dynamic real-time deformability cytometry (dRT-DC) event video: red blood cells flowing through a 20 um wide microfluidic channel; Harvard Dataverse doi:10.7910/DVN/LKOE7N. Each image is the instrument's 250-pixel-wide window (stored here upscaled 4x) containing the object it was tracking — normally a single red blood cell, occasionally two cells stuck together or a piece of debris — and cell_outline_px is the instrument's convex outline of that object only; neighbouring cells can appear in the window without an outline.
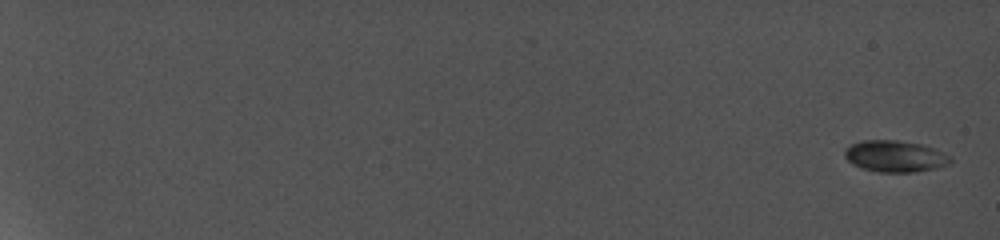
{"species": "common noctule bat (a hibernating species)", "species_latin": "Nyctalus noctula", "temperature_condition": "cold", "stored_images_in_passage": 15, "camera_frame_rate_fps": 5000, "um_per_image_px": 0.085, "animal": {"sex": "female", "body_mass_g": 19.0, "forearm_length_mm": 56.7}, "frame": {"image": 1, "passage_image": 1, "time_ms": 0.0, "image_size_px": [1000, 240], "cell_outline_px": [[936, 164], [928, 168], [908, 172], [884, 172], [864, 168], [848, 160], [844, 156], [844, 152], [852, 144], [864, 140], [892, 140], [920, 144], [928, 148], [936, 160]], "centroid_in_image_um": [75.67, 13.25], "position_along_channel_um": 9.3, "area_um2": 16.82}}
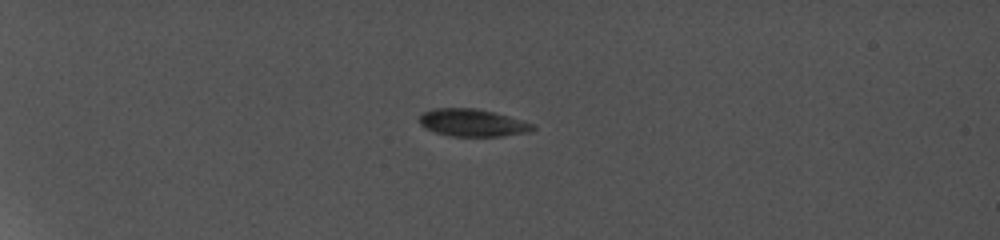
{"frame": {"image": 2, "passage_image": 8, "time_ms": 6.0, "image_size_px": [1000, 240], "cell_outline_px": [[536, 128], [520, 132], [496, 136], [456, 136], [440, 132], [428, 128], [420, 124], [420, 116], [424, 112], [436, 108], [476, 108], [492, 112], [532, 124]], "centroid_in_image_um": [40.1, 10.41], "position_along_channel_um": 44.9, "area_um2": 17.11}}